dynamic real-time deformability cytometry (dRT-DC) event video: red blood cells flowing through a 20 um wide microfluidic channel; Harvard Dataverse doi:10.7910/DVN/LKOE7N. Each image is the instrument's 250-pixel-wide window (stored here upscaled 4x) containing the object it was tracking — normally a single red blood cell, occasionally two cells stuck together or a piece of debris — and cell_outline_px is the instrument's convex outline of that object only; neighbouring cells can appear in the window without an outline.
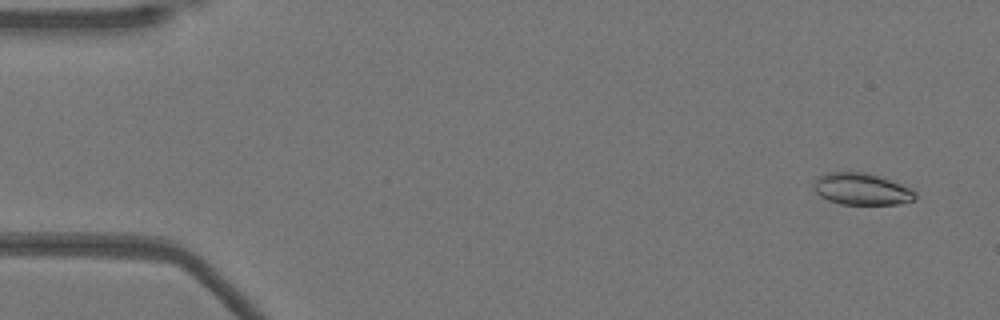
{"species": "Egyptian fruit bat (a non-hibernating species)", "species_latin": "Rousettus aegyptiacus", "temperature_condition": "warm", "stored_images_in_passage": 53, "camera_frame_rate_fps": 3000, "um_per_image_px": 0.085, "animal": {"sex": "female"}, "frame": {"image": 1, "passage_image": 3, "time_ms": 0.667, "image_size_px": [1000, 320], "cell_outline_px": [[916, 200], [900, 204], [840, 204], [828, 200], [820, 196], [812, 188], [812, 184], [824, 172], [864, 172], [912, 188], [916, 192]], "centroid_in_image_um": [73.23, 16.08], "position_along_channel_um": 11.8, "area_um2": 18.79}}
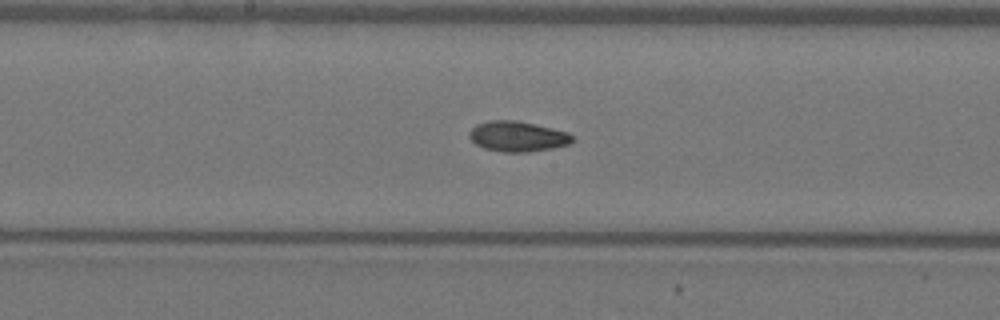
{"frame": {"image": 2, "passage_image": 27, "time_ms": 8.667, "image_size_px": [1000, 320], "cell_outline_px": [[572, 140], [568, 144], [552, 148], [528, 152], [500, 152], [484, 148], [476, 144], [468, 136], [468, 132], [476, 124], [488, 120], [516, 120], [552, 128], [568, 132], [572, 136]], "centroid_in_image_um": [43.94, 11.59], "position_along_channel_um": 204.3, "area_um2": 18.21}}
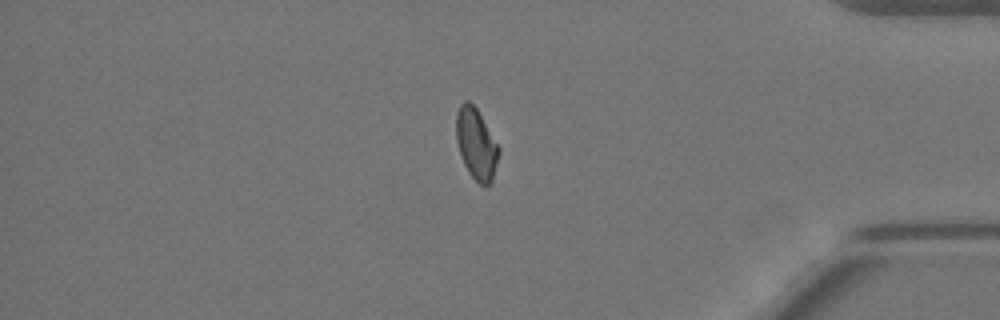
{"frame": {"image": 3, "passage_image": 44, "time_ms": 14.333, "image_size_px": [1000, 320], "cell_outline_px": [[500, 152], [492, 180], [488, 184], [480, 184], [468, 172], [464, 164], [456, 140], [456, 112], [460, 104], [464, 100], [468, 100], [476, 108], [500, 148]], "centroid_in_image_um": [40.47, 12.2], "position_along_channel_um": 394.7, "area_um2": 17.4}, "authors_computed_cell_mechanics": {"area_um2": 18.0336, "velocity_mm_per_s": 3.9177, "shape_relaxation_time_tau1_ms": null, "shape_relaxation_time_tau2_ms": 3.6308, "deformation_change_tau1": null, "deformation_change_tau2": 0.0671}}